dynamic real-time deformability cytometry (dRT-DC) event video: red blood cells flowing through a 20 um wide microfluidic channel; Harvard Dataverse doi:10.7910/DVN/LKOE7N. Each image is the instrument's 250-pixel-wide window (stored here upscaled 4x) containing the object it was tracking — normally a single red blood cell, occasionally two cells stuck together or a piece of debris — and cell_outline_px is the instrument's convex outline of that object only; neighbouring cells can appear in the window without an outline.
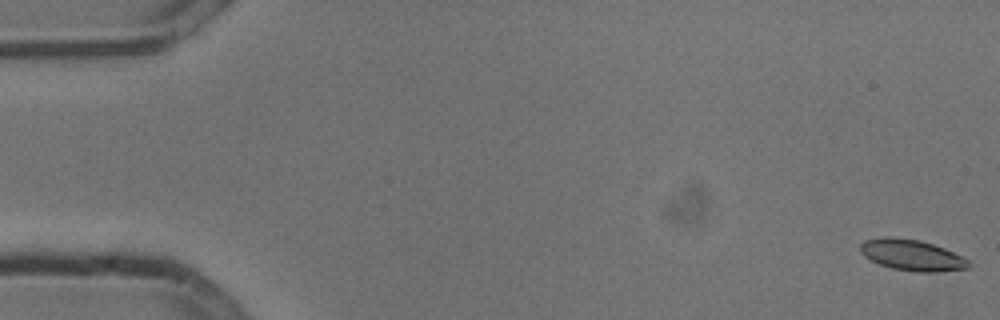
{"species": "common noctule bat (a hibernating species)", "species_latin": "Nyctalus noctula", "temperature_condition": "cold", "stored_images_in_passage": 17, "camera_frame_rate_fps": 3000, "um_per_image_px": 0.085, "animal": {"sex": "male", "body_mass_g": 13.3}, "frame": {"image": 1, "passage_image": 1, "time_ms": 0.0, "image_size_px": [1000, 320], "cell_outline_px": [[972, 268], [936, 272], [916, 272], [892, 268], [880, 264], [864, 256], [860, 252], [860, 244], [864, 240], [884, 236], [888, 236], [920, 240], [944, 248], [964, 256], [972, 264]], "centroid_in_image_um": [77.55, 21.68], "position_along_channel_um": 7.5, "area_um2": 19.83}}